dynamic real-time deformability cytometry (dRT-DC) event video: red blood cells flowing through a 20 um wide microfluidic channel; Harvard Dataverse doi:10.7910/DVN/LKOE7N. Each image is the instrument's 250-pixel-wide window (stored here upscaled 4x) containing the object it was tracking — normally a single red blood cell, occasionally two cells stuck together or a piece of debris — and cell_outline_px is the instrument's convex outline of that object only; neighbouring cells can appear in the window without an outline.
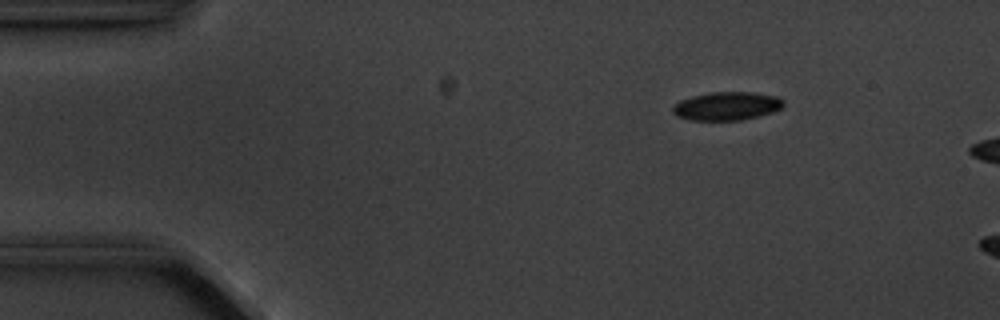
{"species": "common noctule bat (a hibernating species)", "species_latin": "Nyctalus noctula", "temperature_condition": "cold", "stored_images_in_passage": 5, "camera_frame_rate_fps": 3000, "um_per_image_px": 0.085, "animal": {"sex": "male", "body_mass_g": 20.1, "forearm_length_mm": 53.5}, "frame": {"image": 1, "passage_image": 3, "time_ms": 2.0, "image_size_px": [1000, 320], "cell_outline_px": [[784, 104], [780, 108], [772, 112], [740, 120], [688, 120], [676, 116], [672, 112], [672, 108], [680, 100], [692, 96], [712, 92], [752, 92], [776, 96], [784, 100]], "centroid_in_image_um": [61.75, 9.01], "position_along_channel_um": 23.3, "area_um2": 18.21}}